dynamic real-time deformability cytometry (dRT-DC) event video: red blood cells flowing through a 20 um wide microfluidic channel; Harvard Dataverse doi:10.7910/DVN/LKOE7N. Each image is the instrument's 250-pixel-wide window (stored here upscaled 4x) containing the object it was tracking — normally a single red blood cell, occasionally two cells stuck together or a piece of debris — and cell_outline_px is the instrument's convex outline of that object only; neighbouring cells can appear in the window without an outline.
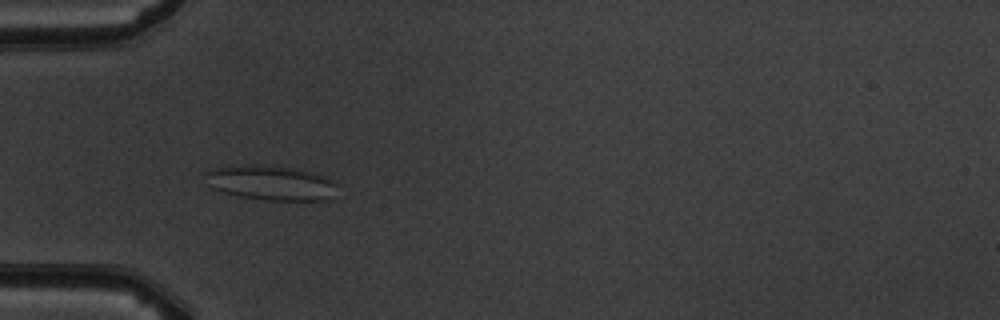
{"species": "common noctule bat (a hibernating species)", "species_latin": "Nyctalus noctula", "temperature_condition": "warm", "stored_images_in_passage": 5, "camera_frame_rate_fps": 3000, "um_per_image_px": 0.085, "animal": {"sex": "male", "body_mass_g": 19.5, "forearm_length_mm": 54.6}, "frame": {"image": 1, "passage_image": 4, "time_ms": 4.333, "image_size_px": [1000, 320], "cell_outline_px": [[336, 184], [332, 196], [328, 200], [264, 200], [240, 196], [224, 192], [212, 188], [200, 172], [212, 168], [244, 164], [268, 164], [328, 176], [336, 180]], "centroid_in_image_um": [22.97, 15.52], "position_along_channel_um": 62.0, "area_um2": 26.99}}
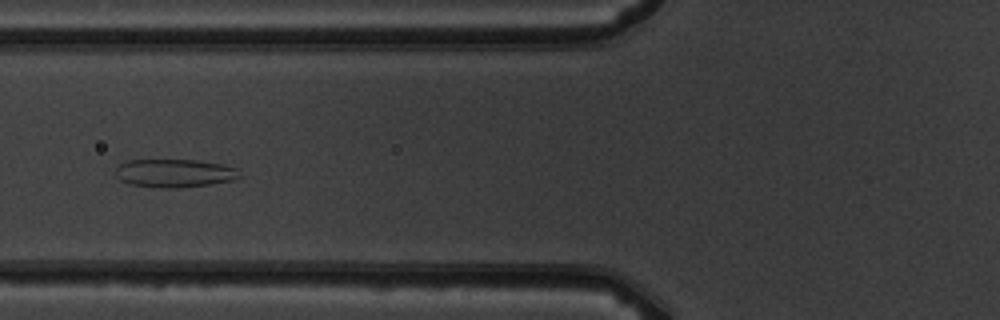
{"frame": {"image": 2, "passage_image": 5, "time_ms": 5.667, "image_size_px": [1000, 320], "cell_outline_px": [[240, 176], [232, 180], [208, 184], [180, 188], [160, 188], [132, 184], [120, 180], [116, 176], [116, 164], [128, 160], [196, 160], [224, 164], [240, 168]], "centroid_in_image_um": [14.84, 14.71], "position_along_channel_um": 111.0, "area_um2": 20.58}}